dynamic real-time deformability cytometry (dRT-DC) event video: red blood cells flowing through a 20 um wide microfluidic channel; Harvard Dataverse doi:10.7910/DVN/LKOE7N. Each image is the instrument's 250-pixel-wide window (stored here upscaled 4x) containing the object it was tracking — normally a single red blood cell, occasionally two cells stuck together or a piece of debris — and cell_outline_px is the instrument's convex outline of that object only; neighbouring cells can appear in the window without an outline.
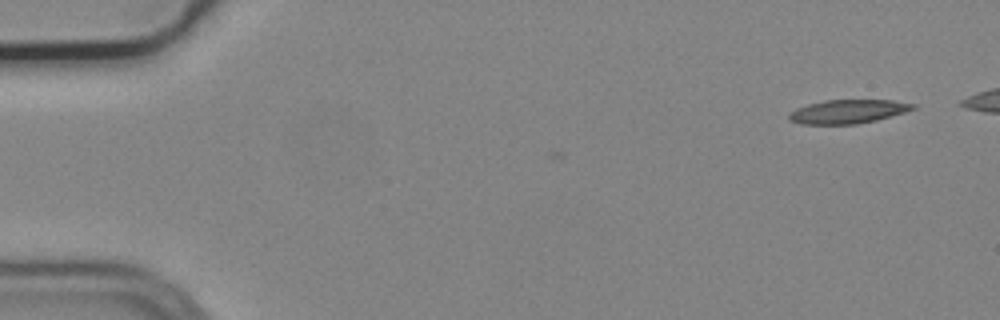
{"species": "common noctule bat (a hibernating species)", "species_latin": "Nyctalus noctula", "temperature_condition": "cold", "stored_images_in_passage": 6, "camera_frame_rate_fps": 3000, "um_per_image_px": 0.085, "animal": {"sex": "male", "body_mass_g": 19.2, "forearm_length_mm": 51.8}, "frame": {"image": 1, "passage_image": 1, "time_ms": 0.0, "image_size_px": [1000, 320], "cell_outline_px": [[916, 108], [904, 112], [876, 120], [856, 124], [804, 124], [788, 120], [788, 112], [796, 108], [808, 104], [824, 100], [892, 100], [916, 104]], "centroid_in_image_um": [72.04, 9.47], "position_along_channel_um": 13.0, "area_um2": 17.17}}
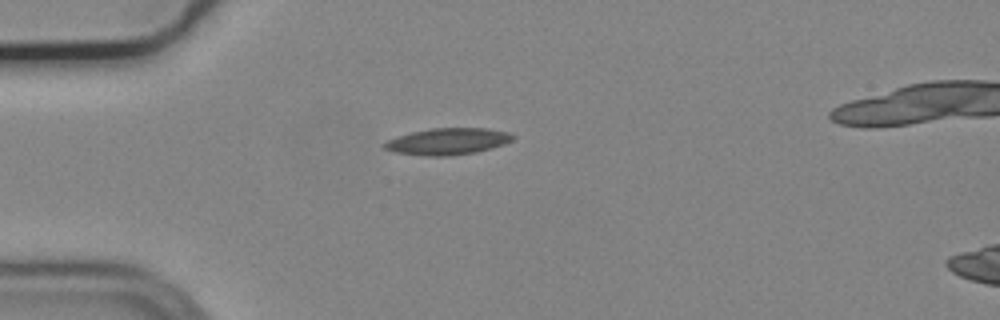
{"frame": {"image": 2, "passage_image": 5, "time_ms": 1.333, "image_size_px": [1000, 320], "cell_outline_px": [[516, 136], [512, 140], [504, 144], [492, 148], [476, 152], [452, 156], [424, 156], [396, 152], [384, 148], [380, 144], [396, 136], [412, 132], [432, 128], [488, 128], [508, 132]], "centroid_in_image_um": [38.05, 12.02], "position_along_channel_um": 46.9, "area_um2": 20.06}}